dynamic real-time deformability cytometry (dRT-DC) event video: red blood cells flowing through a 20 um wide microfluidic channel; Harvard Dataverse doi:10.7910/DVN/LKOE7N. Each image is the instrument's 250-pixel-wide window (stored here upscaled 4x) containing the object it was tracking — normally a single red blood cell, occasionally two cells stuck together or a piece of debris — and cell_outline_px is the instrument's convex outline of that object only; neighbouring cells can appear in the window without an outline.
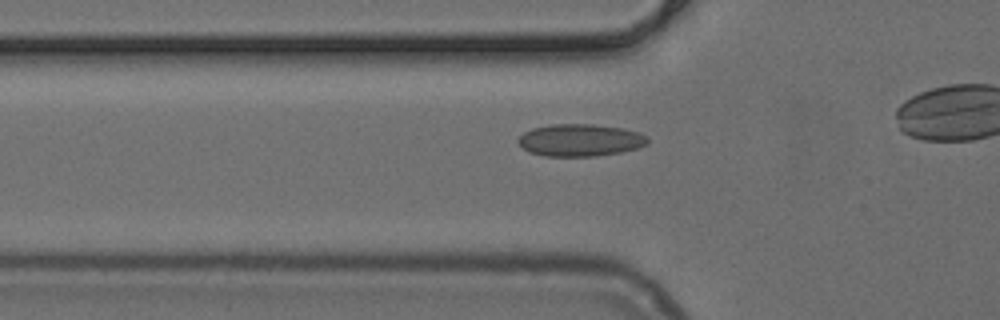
{"species": "common noctule bat (a hibernating species)", "species_latin": "Nyctalus noctula", "temperature_condition": "cold", "stored_images_in_passage": 37, "camera_frame_rate_fps": 3000, "um_per_image_px": 0.085, "animal": {"sex": "female", "body_mass_g": 24.6, "forearm_length_mm": 56.2}, "frame": {"image": 1, "passage_image": 13, "time_ms": 4.0, "image_size_px": [1000, 320], "cell_outline_px": [[648, 144], [636, 148], [620, 152], [596, 156], [544, 156], [528, 152], [516, 140], [524, 132], [532, 128], [552, 124], [592, 124], [620, 128], [636, 132], [648, 136]], "centroid_in_image_um": [49.28, 11.91], "position_along_channel_um": 76.5, "area_um2": 24.22}}
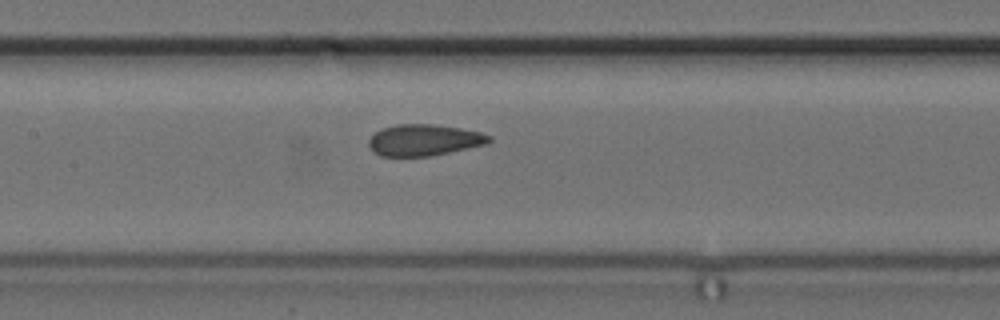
{"frame": {"image": 2, "passage_image": 20, "time_ms": 6.333, "image_size_px": [1000, 320], "cell_outline_px": [[492, 140], [488, 144], [428, 156], [380, 156], [368, 144], [368, 140], [376, 132], [384, 128], [396, 124], [432, 124], [460, 128], [480, 132], [492, 136]], "centroid_in_image_um": [36.08, 11.9], "position_along_channel_um": 171.3, "area_um2": 21.79}}
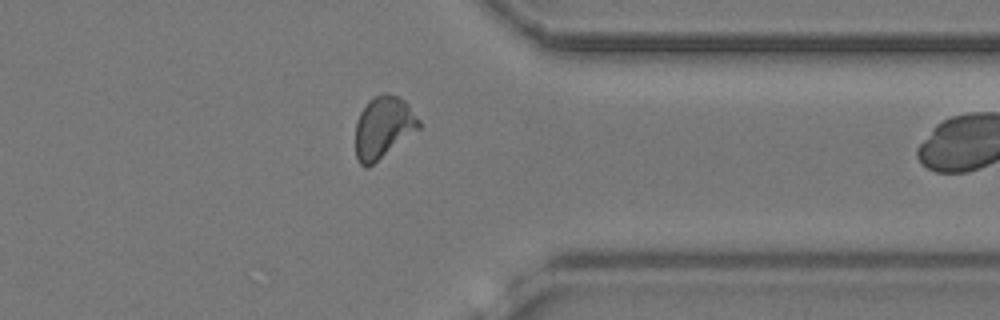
{"frame": {"image": 3, "passage_image": 36, "time_ms": 11.667, "image_size_px": [1000, 320], "cell_outline_px": [[420, 128], [368, 168], [364, 168], [360, 164], [356, 156], [356, 120], [360, 112], [368, 100], [372, 96], [384, 92], [388, 92], [400, 96], [408, 104], [420, 120]], "centroid_in_image_um": [32.57, 10.79], "position_along_channel_um": 378.8, "area_um2": 23.12}}